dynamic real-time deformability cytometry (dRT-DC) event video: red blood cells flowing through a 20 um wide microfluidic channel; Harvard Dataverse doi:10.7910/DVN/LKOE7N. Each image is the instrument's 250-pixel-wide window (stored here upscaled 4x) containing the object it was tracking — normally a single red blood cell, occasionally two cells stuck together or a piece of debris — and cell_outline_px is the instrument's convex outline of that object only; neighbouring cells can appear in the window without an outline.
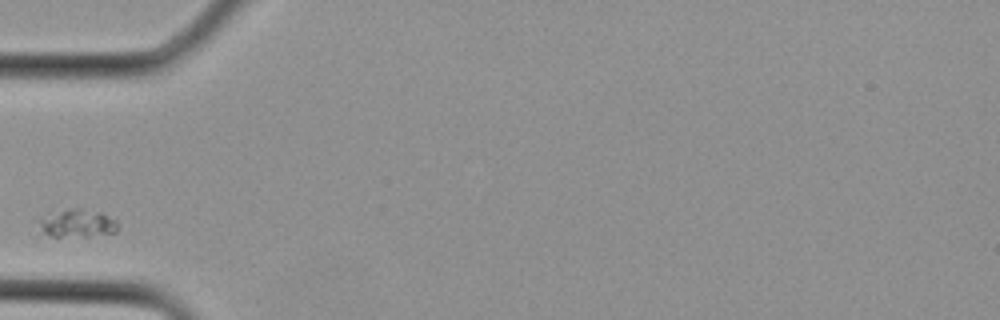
{"species": "Egyptian fruit bat (a non-hibernating species)", "species_latin": "Rousettus aegyptiacus", "temperature_condition": "cold", "stored_images_in_passage": 3, "camera_frame_rate_fps": 3000, "um_per_image_px": 0.085, "animal": {"sex": "female"}, "frame": {"image": 1, "passage_image": 3, "time_ms": 0.667, "image_size_px": [1000, 320], "cell_outline_px": [[116, 232], [88, 236], [52, 236], [44, 232], [40, 220], [68, 208], [80, 208], [100, 212], [116, 220]], "centroid_in_image_um": [6.66, 18.98], "position_along_channel_um": 78.3, "area_um2": 12.14}}